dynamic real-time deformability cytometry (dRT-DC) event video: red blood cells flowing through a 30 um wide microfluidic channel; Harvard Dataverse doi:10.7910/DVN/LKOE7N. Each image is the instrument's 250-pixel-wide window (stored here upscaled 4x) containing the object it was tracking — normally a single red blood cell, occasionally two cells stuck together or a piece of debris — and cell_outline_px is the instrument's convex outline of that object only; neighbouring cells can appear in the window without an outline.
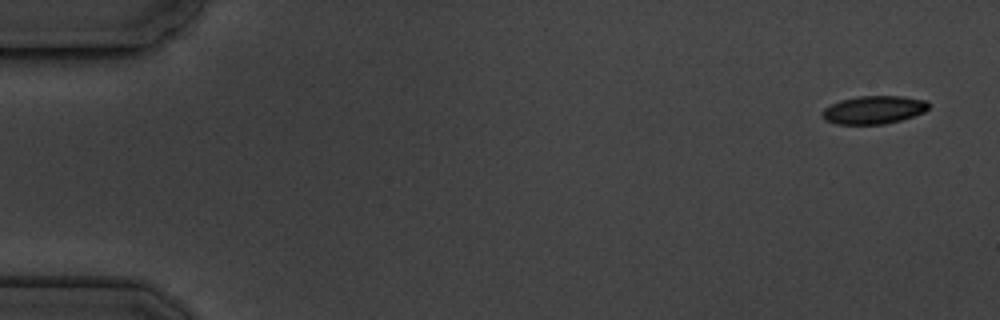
{"species": "common noctule bat (a hibernating species)", "species_latin": "Nyctalus noctula", "temperature_condition": "cold", "stored_images_in_passage": 5, "camera_frame_rate_fps": 3000, "um_per_image_px": 0.085, "animal": {"sex": "male", "body_mass_g": 19.5, "forearm_length_mm": 54.6}, "frame": {"image": 1, "passage_image": 1, "time_ms": 0.0, "image_size_px": [1000, 320], "cell_outline_px": [[928, 108], [924, 112], [900, 120], [884, 124], [836, 124], [824, 120], [820, 116], [820, 112], [824, 108], [840, 100], [856, 96], [904, 96], [924, 100], [928, 104]], "centroid_in_image_um": [74.2, 9.34], "position_along_channel_um": 10.8, "area_um2": 17.46}}
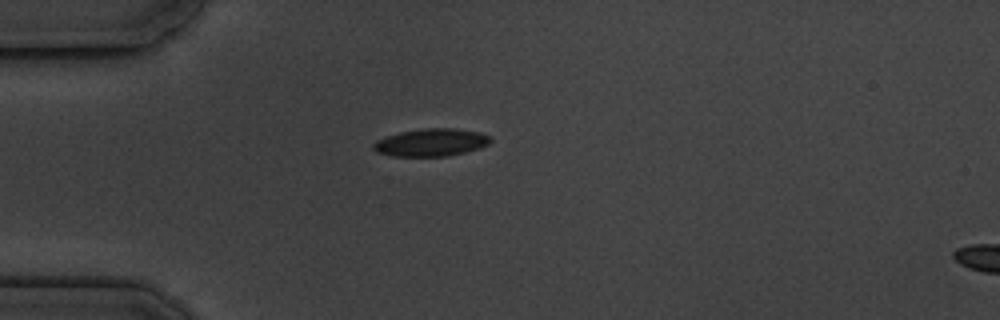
{"frame": {"image": 2, "passage_image": 4, "time_ms": 4.333, "image_size_px": [1000, 320], "cell_outline_px": [[492, 140], [488, 144], [480, 148], [448, 156], [392, 156], [376, 152], [372, 148], [372, 144], [376, 140], [400, 132], [424, 128], [456, 128], [480, 132], [492, 136]], "centroid_in_image_um": [36.66, 12.1], "position_along_channel_um": 48.3, "area_um2": 18.96}}